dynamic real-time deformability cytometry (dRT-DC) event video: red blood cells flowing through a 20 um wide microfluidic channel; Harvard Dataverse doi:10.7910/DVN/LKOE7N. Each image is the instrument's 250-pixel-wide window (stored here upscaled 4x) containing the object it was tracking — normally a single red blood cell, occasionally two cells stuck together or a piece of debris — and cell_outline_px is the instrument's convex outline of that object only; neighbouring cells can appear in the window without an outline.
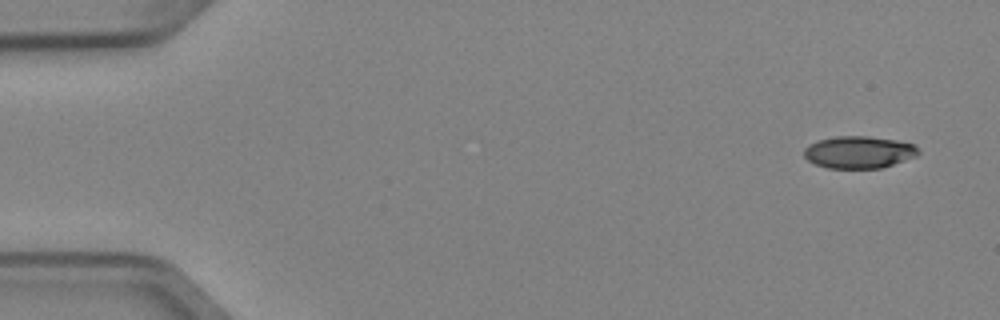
{"species": "Egyptian fruit bat (a non-hibernating species)", "species_latin": "Rousettus aegyptiacus", "temperature_condition": "cold", "stored_images_in_passage": 4, "camera_frame_rate_fps": 3000, "um_per_image_px": 0.085, "animal": {"sex": "female"}, "frame": {"image": 1, "passage_image": 1, "time_ms": 0.0, "image_size_px": [1000, 320], "cell_outline_px": [[920, 152], [916, 156], [880, 168], [828, 168], [816, 164], [808, 160], [804, 156], [804, 148], [808, 144], [820, 140], [836, 136], [868, 136], [896, 140], [912, 144]], "centroid_in_image_um": [72.97, 12.93], "position_along_channel_um": 12.0, "area_um2": 21.21}}
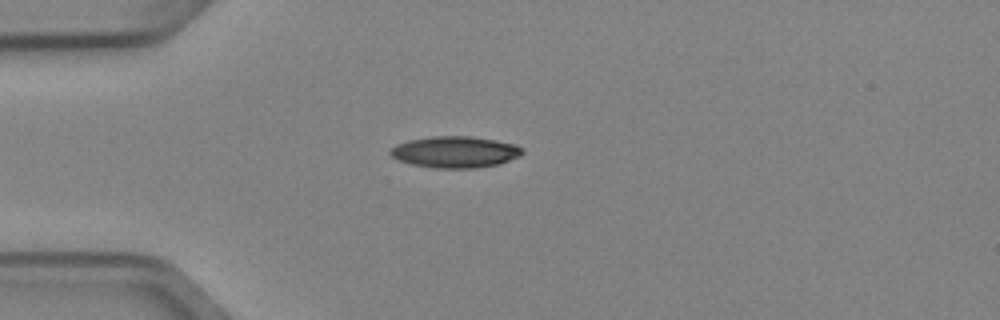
{"frame": {"image": 2, "passage_image": 4, "time_ms": 1.0, "image_size_px": [1000, 320], "cell_outline_px": [[524, 152], [520, 156], [500, 164], [476, 168], [432, 168], [412, 164], [400, 160], [392, 156], [388, 152], [396, 144], [408, 140], [432, 136], [472, 136], [496, 140], [516, 144]], "centroid_in_image_um": [38.7, 12.91], "position_along_channel_um": 46.3, "area_um2": 24.28}}